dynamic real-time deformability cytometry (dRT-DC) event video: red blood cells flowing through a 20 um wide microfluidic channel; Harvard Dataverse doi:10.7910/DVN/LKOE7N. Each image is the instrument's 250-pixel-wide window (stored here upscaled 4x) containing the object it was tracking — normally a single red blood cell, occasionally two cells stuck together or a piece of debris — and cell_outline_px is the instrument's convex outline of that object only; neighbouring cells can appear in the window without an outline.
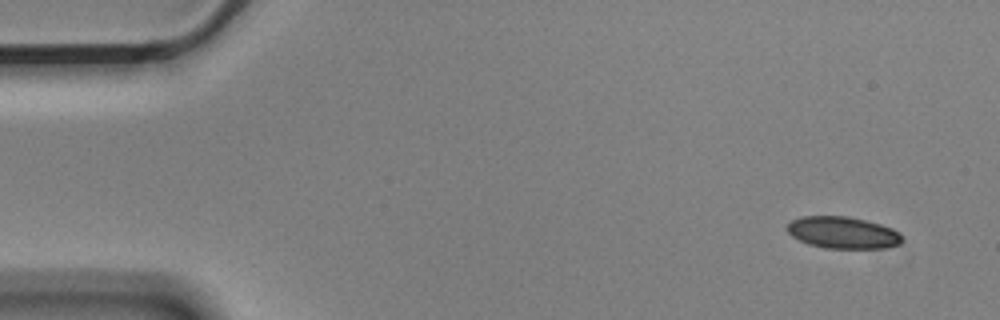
{"species": "Egyptian fruit bat (a non-hibernating species)", "species_latin": "Rousettus aegyptiacus", "temperature_condition": "cold", "stored_images_in_passage": 6, "camera_frame_rate_fps": 3000, "um_per_image_px": 0.085, "animal": {"sex": "male"}, "frame": {"image": 1, "passage_image": 1, "time_ms": 0.0, "image_size_px": [1000, 320], "cell_outline_px": [[900, 244], [888, 248], [824, 248], [808, 244], [792, 236], [784, 228], [792, 220], [800, 216], [848, 216], [880, 224], [892, 228], [900, 232]], "centroid_in_image_um": [71.61, 19.77], "position_along_channel_um": 13.4, "area_um2": 21.39}}
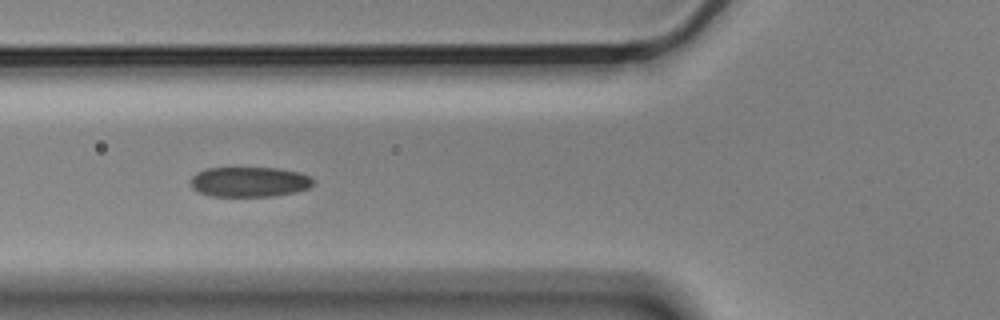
{"frame": {"image": 2, "passage_image": 6, "time_ms": 1.667, "image_size_px": [1000, 320], "cell_outline_px": [[312, 184], [308, 188], [296, 192], [272, 196], [212, 196], [200, 192], [192, 188], [192, 176], [196, 172], [208, 168], [276, 168], [296, 172], [308, 176], [312, 180]], "centroid_in_image_um": [21.17, 15.46], "position_along_channel_um": 104.6, "area_um2": 21.15}}